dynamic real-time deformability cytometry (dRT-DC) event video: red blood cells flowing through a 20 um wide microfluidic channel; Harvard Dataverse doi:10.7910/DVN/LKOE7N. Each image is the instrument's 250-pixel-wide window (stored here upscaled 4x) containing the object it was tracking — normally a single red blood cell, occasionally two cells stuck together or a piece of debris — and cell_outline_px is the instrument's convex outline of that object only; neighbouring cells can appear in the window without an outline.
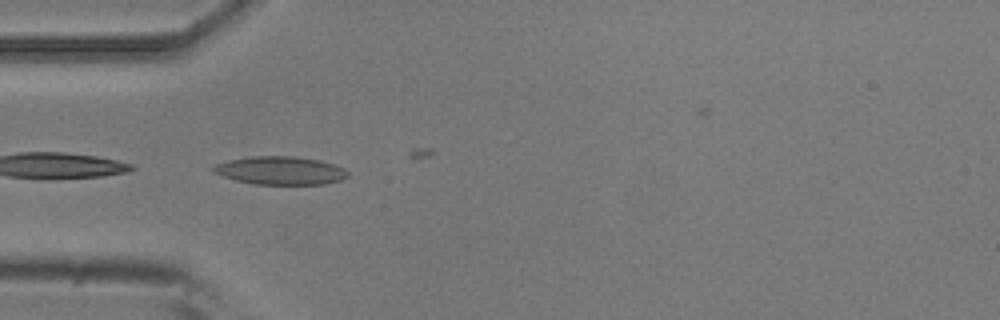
{"species": "common noctule bat (a hibernating species)", "species_latin": "Nyctalus noctula", "temperature_condition": "room temperature", "stored_images_in_passage": 6, "camera_frame_rate_fps": 3000, "um_per_image_px": 0.085, "animal": {"sex": "male", "body_mass_g": 20.5, "forearm_length_mm": 52.5}, "frame": {"image": 1, "passage_image": 5, "time_ms": 1.333, "image_size_px": [1000, 320], "cell_outline_px": [[348, 176], [344, 180], [324, 184], [252, 184], [236, 180], [212, 172], [208, 168], [216, 164], [228, 160], [248, 156], [296, 156], [320, 160], [344, 168], [348, 172]], "centroid_in_image_um": [23.81, 14.49], "position_along_channel_um": 61.2, "area_um2": 22.31}}